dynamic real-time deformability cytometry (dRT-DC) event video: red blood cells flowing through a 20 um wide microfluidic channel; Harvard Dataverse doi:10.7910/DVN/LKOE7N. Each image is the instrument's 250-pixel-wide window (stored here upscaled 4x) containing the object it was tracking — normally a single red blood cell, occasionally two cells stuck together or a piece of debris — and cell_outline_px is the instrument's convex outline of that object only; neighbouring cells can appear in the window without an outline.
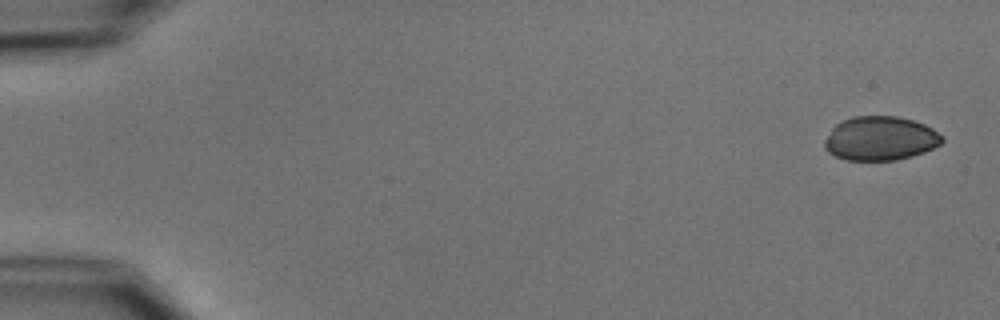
{"species": "common noctule bat (a hibernating species)", "species_latin": "Nyctalus noctula", "temperature_condition": "cold", "stored_images_in_passage": 4, "camera_frame_rate_fps": 3000, "um_per_image_px": 0.085, "animal": {"sex": "male", "body_mass_g": 15.6}, "frame": {"image": 1, "passage_image": 1, "time_ms": 0.0, "image_size_px": [1000, 320], "cell_outline_px": [[944, 140], [940, 144], [924, 152], [912, 156], [892, 160], [848, 160], [836, 156], [828, 152], [824, 148], [824, 140], [832, 128], [836, 124], [852, 116], [896, 116], [912, 120], [924, 124], [932, 128], [944, 136]], "centroid_in_image_um": [74.83, 11.76], "position_along_channel_um": 10.2, "area_um2": 30.11}}
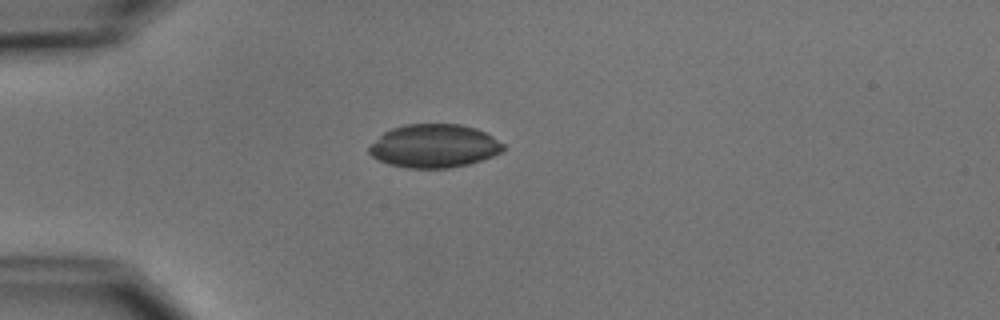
{"frame": {"image": 2, "passage_image": 4, "time_ms": 4.333, "image_size_px": [1000, 320], "cell_outline_px": [[504, 148], [500, 152], [492, 156], [468, 164], [448, 168], [408, 168], [388, 164], [372, 156], [368, 152], [368, 148], [384, 132], [392, 128], [404, 124], [460, 124], [476, 128], [492, 136], [504, 144]], "centroid_in_image_um": [36.89, 12.4], "position_along_channel_um": 48.1, "area_um2": 33.7}}